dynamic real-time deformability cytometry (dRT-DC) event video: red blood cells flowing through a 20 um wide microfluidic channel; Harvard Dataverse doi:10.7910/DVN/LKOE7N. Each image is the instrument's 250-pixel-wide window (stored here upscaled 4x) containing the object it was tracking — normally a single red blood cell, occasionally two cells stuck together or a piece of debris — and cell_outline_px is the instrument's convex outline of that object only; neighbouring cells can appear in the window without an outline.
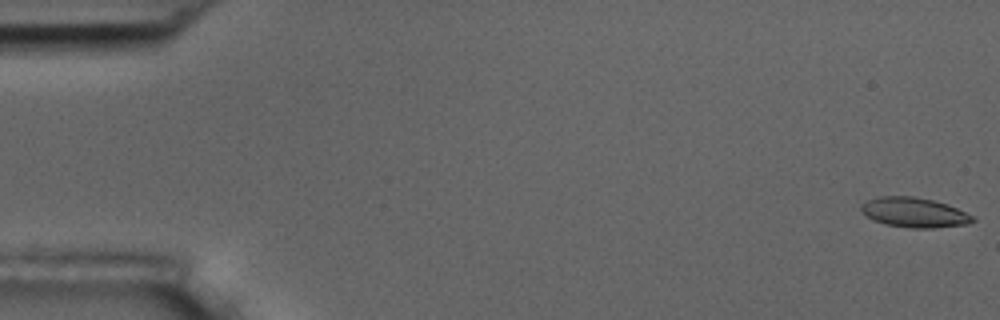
{"species": "common noctule bat (a hibernating species)", "species_latin": "Nyctalus noctula", "temperature_condition": "room temperature", "stored_images_in_passage": 5, "camera_frame_rate_fps": 3000, "um_per_image_px": 0.085, "animal": {"sex": "male", "body_mass_g": 17.5, "forearm_length_mm": 52.3}, "frame": {"image": 1, "passage_image": 1, "time_ms": 0.0, "image_size_px": [1000, 320], "cell_outline_px": [[976, 220], [968, 224], [932, 228], [912, 228], [888, 224], [876, 220], [868, 216], [860, 208], [860, 204], [868, 200], [880, 196], [912, 196], [932, 200], [948, 204], [976, 216]], "centroid_in_image_um": [77.78, 18.05], "position_along_channel_um": 7.2, "area_um2": 19.25}}
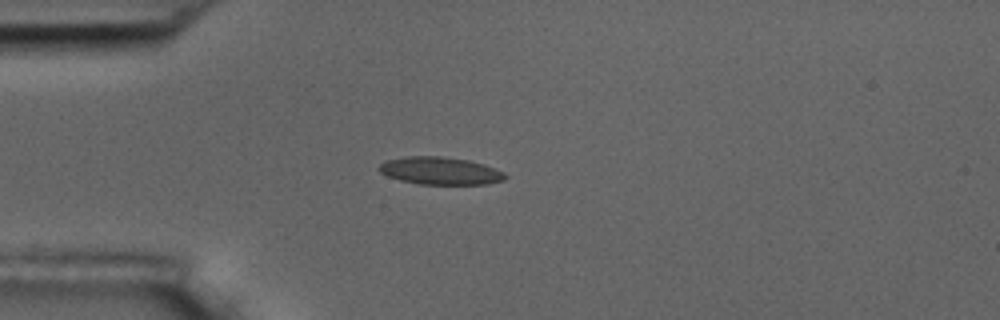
{"frame": {"image": 2, "passage_image": 5, "time_ms": 4.667, "image_size_px": [1000, 320], "cell_outline_px": [[508, 176], [504, 180], [488, 184], [420, 184], [400, 180], [388, 176], [380, 172], [376, 168], [384, 160], [408, 156], [440, 156], [468, 160], [484, 164], [504, 172]], "centroid_in_image_um": [37.41, 14.51], "position_along_channel_um": 47.6, "area_um2": 20.35}}